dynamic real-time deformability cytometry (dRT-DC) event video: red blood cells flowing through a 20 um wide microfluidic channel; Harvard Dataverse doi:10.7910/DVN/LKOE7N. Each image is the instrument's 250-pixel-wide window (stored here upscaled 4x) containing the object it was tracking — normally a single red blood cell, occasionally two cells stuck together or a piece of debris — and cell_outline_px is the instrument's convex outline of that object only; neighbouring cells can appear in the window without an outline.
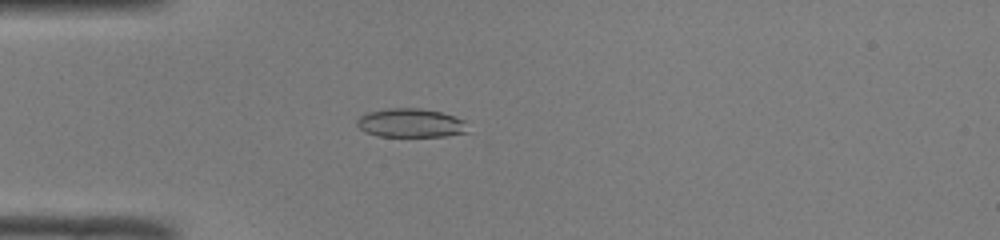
{"species": "common noctule bat (a hibernating species)", "species_latin": "Nyctalus noctula", "temperature_condition": "room temperature", "stored_images_in_passage": 44, "camera_frame_rate_fps": 3000, "um_per_image_px": 0.085, "animal": {"sex": "male", "body_mass_g": 19.0, "forearm_length_mm": 50.8}, "frame": {"image": 1, "passage_image": 9, "time_ms": 2.667, "image_size_px": [1000, 240], "cell_outline_px": [[468, 132], [448, 136], [376, 136], [364, 132], [356, 124], [356, 120], [360, 116], [368, 112], [388, 108], [420, 108], [440, 112], [464, 120]], "centroid_in_image_um": [34.88, 10.46], "position_along_channel_um": 50.1, "area_um2": 18.61}}
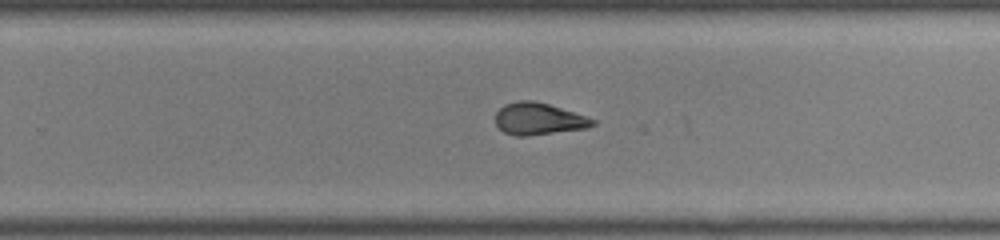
{"frame": {"image": 2, "passage_image": 27, "time_ms": 8.667, "image_size_px": [1000, 240], "cell_outline_px": [[596, 124], [588, 128], [524, 136], [516, 136], [504, 132], [496, 124], [496, 112], [504, 104], [516, 100], [532, 100], [548, 104], [596, 120]], "centroid_in_image_um": [45.75, 10.1], "position_along_channel_um": 284.0, "area_um2": 17.92}}
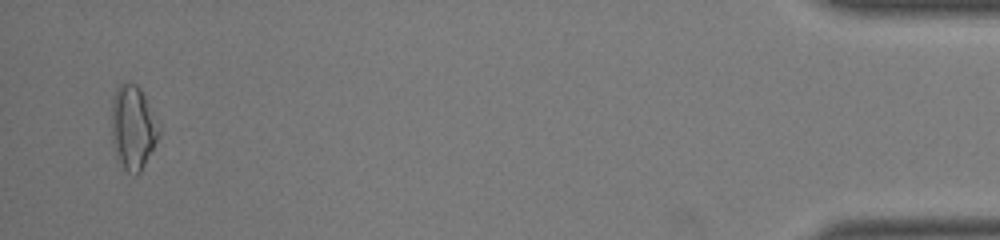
{"frame": {"image": 3, "passage_image": 43, "time_ms": 14.0, "image_size_px": [1000, 240], "cell_outline_px": [[160, 132], [140, 172], [128, 172], [124, 168], [116, 156], [112, 144], [112, 100], [116, 88], [120, 84], [136, 84], [140, 88], [160, 124]], "centroid_in_image_um": [11.29, 10.8], "position_along_channel_um": 423.9, "area_um2": 22.77}, "authors_computed_cell_mechanics": {"area_um2": 18.8139, "velocity_mm_per_s": 4.1266, "shape_relaxation_time_tau1_ms": null, "shape_relaxation_time_tau2_ms": 1.0351, "deformation_change_tau1": null, "deformation_change_tau2": 0.0863}}